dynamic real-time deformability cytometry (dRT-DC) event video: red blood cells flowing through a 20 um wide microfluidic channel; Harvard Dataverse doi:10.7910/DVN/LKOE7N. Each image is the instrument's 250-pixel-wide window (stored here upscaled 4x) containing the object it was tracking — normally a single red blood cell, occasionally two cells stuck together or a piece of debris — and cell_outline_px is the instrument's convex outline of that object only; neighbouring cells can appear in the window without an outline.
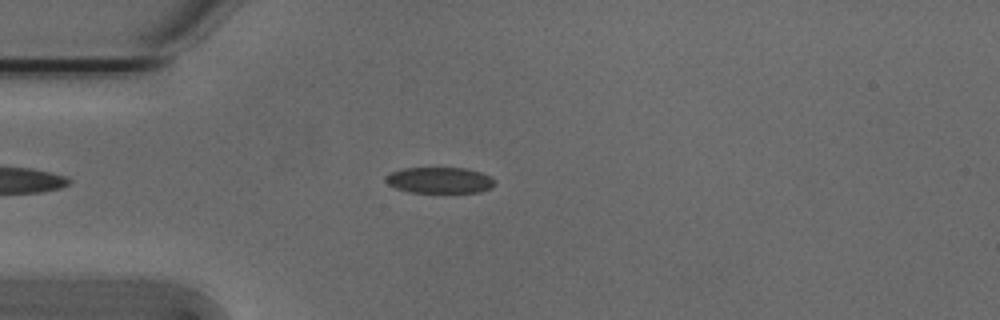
{"species": "Egyptian fruit bat (a non-hibernating species)", "species_latin": "Rousettus aegyptiacus", "temperature_condition": "cold", "stored_images_in_passage": 47, "camera_frame_rate_fps": 3000, "um_per_image_px": 0.085, "animal": {"sex": "male"}, "frame": {"image": 1, "passage_image": 7, "time_ms": 2.0, "image_size_px": [1000, 320], "cell_outline_px": [[496, 184], [492, 188], [480, 192], [408, 192], [396, 188], [388, 184], [384, 180], [392, 172], [404, 168], [464, 168], [480, 172], [496, 180]], "centroid_in_image_um": [37.4, 15.32], "position_along_channel_um": 47.6, "area_um2": 16.47}}
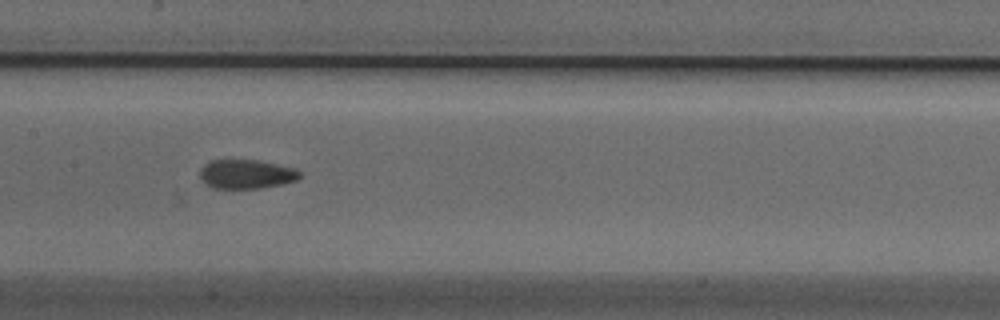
{"frame": {"image": 2, "passage_image": 19, "time_ms": 6.0, "image_size_px": [1000, 320], "cell_outline_px": [[300, 176], [296, 180], [284, 184], [260, 188], [212, 188], [200, 176], [200, 168], [208, 160], [260, 160], [296, 168], [300, 172]], "centroid_in_image_um": [20.96, 14.79], "position_along_channel_um": 186.4, "area_um2": 16.99}}
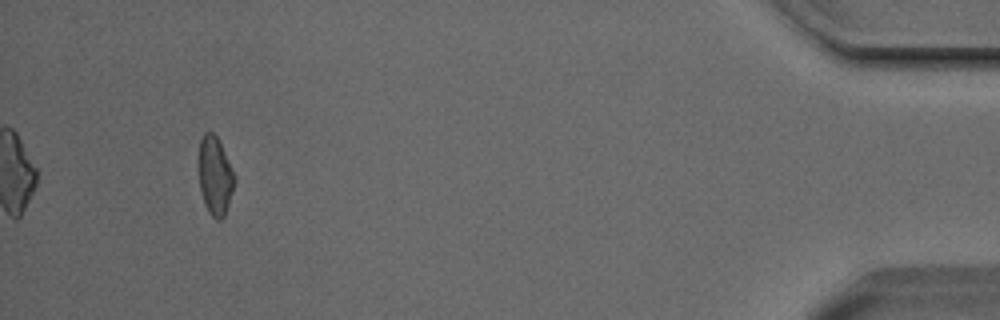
{"frame": {"image": 3, "passage_image": 43, "time_ms": 14.0, "image_size_px": [1000, 320], "cell_outline_px": [[236, 180], [224, 216], [220, 220], [216, 220], [208, 212], [204, 204], [200, 188], [200, 140], [204, 132], [212, 132], [216, 136], [220, 144]], "centroid_in_image_um": [18.28, 14.99], "position_along_channel_um": 416.9, "area_um2": 15.78}, "authors_computed_cell_mechanics": {"area_um2": 16.9932, "velocity_mm_per_s": 3.8146, "shape_relaxation_time_tau1_ms": 3.3352, "shape_relaxation_time_tau2_ms": 2.0268, "deformation_change_tau1": 0.1115, "deformation_change_tau2": 0.0675}}